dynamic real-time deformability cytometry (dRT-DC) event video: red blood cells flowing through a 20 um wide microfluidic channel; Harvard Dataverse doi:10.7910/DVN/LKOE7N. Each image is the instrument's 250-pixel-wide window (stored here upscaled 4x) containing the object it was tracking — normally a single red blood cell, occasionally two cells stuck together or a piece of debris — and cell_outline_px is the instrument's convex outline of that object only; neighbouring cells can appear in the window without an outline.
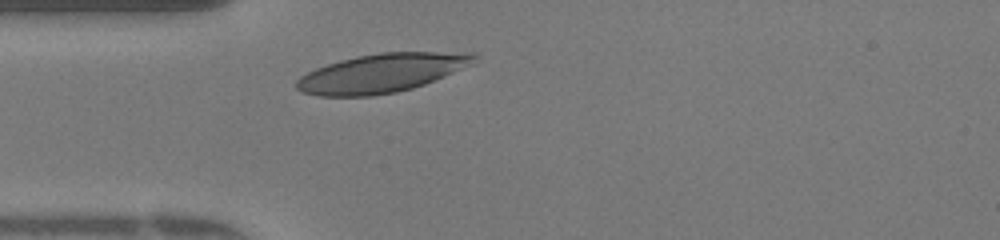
{"species": "human", "species_latin": "Homo sapiens", "temperature_condition": "warm", "stored_images_in_passage": 27, "camera_frame_rate_fps": 3000, "um_per_image_px": 0.085, "donor": {"sex": "female"}, "frame": {"image": 1, "passage_image": 1, "time_ms": 0.0, "image_size_px": [1000, 240], "cell_outline_px": [[476, 56], [460, 68], [452, 72], [424, 84], [412, 88], [396, 92], [372, 96], [320, 96], [300, 92], [296, 88], [296, 80], [300, 76], [316, 68], [340, 60], [356, 56], [380, 52], [472, 52]], "centroid_in_image_um": [32.32, 6.22], "position_along_channel_um": 52.7, "area_um2": 39.54}}
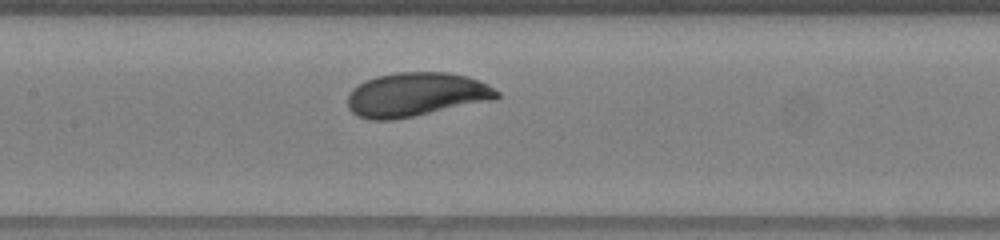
{"frame": {"image": 2, "passage_image": 10, "time_ms": 3.0, "image_size_px": [1000, 240], "cell_outline_px": [[500, 96], [412, 116], [392, 120], [372, 120], [356, 116], [348, 108], [348, 96], [352, 88], [364, 80], [376, 76], [396, 72], [448, 72], [468, 76], [488, 84], [500, 92]], "centroid_in_image_um": [35.26, 8.01], "position_along_channel_um": 172.1, "area_um2": 37.57}}
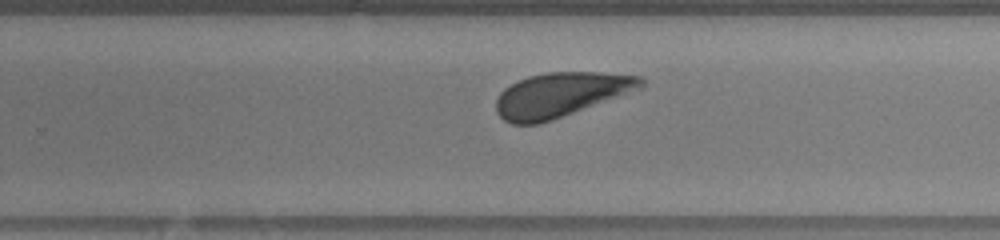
{"frame": {"image": 3, "passage_image": 18, "time_ms": 5.667, "image_size_px": [1000, 240], "cell_outline_px": [[644, 84], [640, 88], [540, 124], [512, 124], [504, 120], [496, 112], [496, 100], [500, 92], [504, 88], [528, 76], [548, 72], [600, 72], [640, 76], [644, 80]], "centroid_in_image_um": [47.6, 8.05], "position_along_channel_um": 282.2, "area_um2": 36.93}, "authors_computed_cell_mechanics": {"area_um2": 37.9168, "velocity_mm_per_s": 4.136, "shape_relaxation_time_tau1_ms": 1.6328, "shape_relaxation_time_tau2_ms": null, "deformation_change_tau1": 0.1303, "deformation_change_tau2": null}}